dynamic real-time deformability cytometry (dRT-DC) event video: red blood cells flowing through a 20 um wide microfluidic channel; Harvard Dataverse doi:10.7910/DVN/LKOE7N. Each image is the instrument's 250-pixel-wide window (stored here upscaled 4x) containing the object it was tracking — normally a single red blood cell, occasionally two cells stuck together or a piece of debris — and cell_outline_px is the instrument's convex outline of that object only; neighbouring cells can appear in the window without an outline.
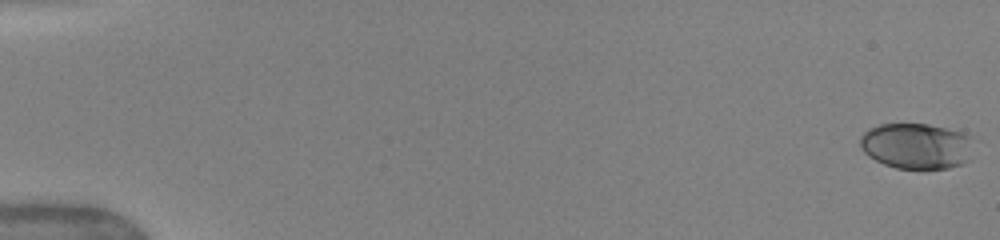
{"species": "human", "species_latin": "Homo sapiens", "temperature_condition": "warm", "stored_images_in_passage": 13, "camera_frame_rate_fps": 3000, "um_per_image_px": 0.085, "donor": {"sex": "female"}, "frame": {"image": 1, "passage_image": 1, "time_ms": 0.0, "image_size_px": [1000, 240], "cell_outline_px": [[972, 160], [948, 168], [896, 168], [884, 164], [868, 156], [860, 148], [860, 136], [868, 128], [880, 124], [928, 124], [964, 132], [972, 136]], "centroid_in_image_um": [77.92, 12.4], "position_along_channel_um": 7.1, "area_um2": 30.63}}
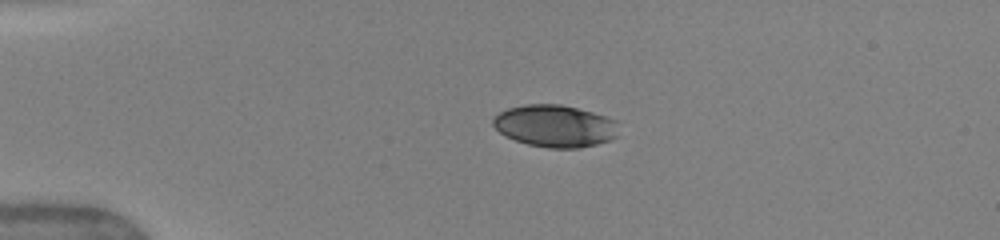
{"frame": {"image": 2, "passage_image": 6, "time_ms": 4.0, "image_size_px": [1000, 240], "cell_outline_px": [[616, 136], [612, 140], [580, 148], [548, 148], [528, 144], [516, 140], [500, 132], [492, 124], [492, 120], [500, 112], [508, 108], [524, 104], [560, 104], [592, 112], [616, 120]], "centroid_in_image_um": [47.17, 10.71], "position_along_channel_um": 37.8, "area_um2": 30.58}}